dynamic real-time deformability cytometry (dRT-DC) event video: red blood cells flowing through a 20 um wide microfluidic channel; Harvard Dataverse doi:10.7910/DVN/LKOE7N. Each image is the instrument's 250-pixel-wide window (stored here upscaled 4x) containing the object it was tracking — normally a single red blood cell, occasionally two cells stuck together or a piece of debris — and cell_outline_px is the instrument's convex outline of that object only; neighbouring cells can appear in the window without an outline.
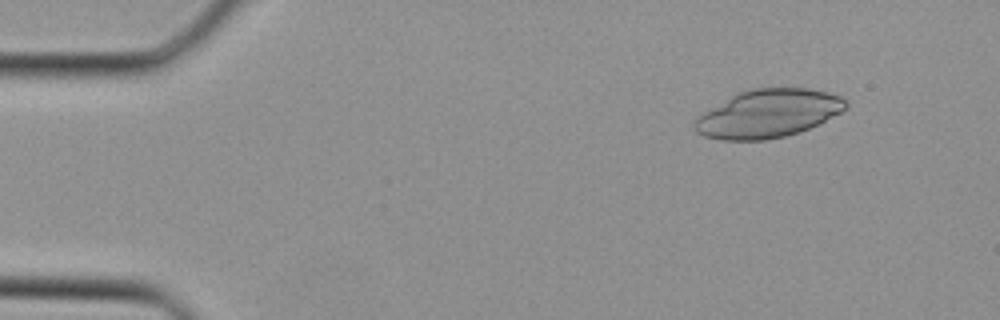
{"species": "Egyptian fruit bat (a non-hibernating species)", "species_latin": "Rousettus aegyptiacus", "temperature_condition": "cold", "stored_images_in_passage": 18, "camera_frame_rate_fps": 3000, "um_per_image_px": 0.085, "animal": {"sex": "female"}, "frame": {"image": 1, "passage_image": 2, "time_ms": 0.333, "image_size_px": [1000, 320], "cell_outline_px": [[848, 108], [800, 132], [784, 136], [764, 140], [720, 140], [704, 136], [696, 132], [692, 128], [692, 124], [696, 116], [736, 92], [752, 88], [808, 88], [828, 92], [840, 96], [848, 104]], "centroid_in_image_um": [65.22, 9.65], "position_along_channel_um": 19.8, "area_um2": 42.54}}